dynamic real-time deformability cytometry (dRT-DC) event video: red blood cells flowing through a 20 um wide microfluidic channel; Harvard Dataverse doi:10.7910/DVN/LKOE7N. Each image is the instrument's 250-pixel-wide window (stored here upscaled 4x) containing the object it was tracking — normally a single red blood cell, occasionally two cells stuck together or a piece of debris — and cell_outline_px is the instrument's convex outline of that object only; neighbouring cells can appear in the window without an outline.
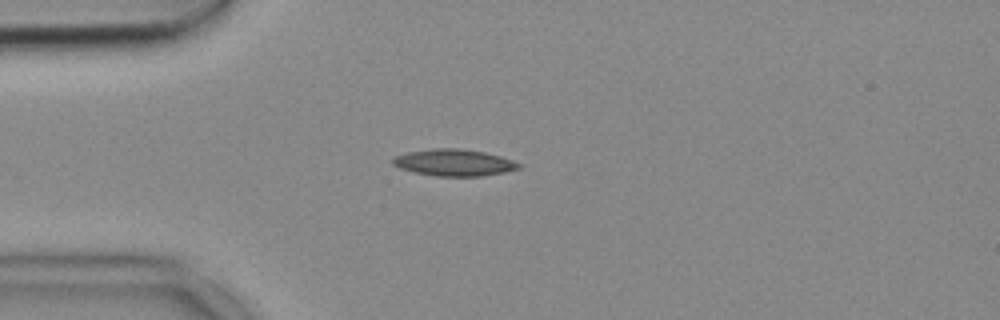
{"species": "common noctule bat (a hibernating species)", "species_latin": "Nyctalus noctula", "temperature_condition": "cold", "stored_images_in_passage": 40, "camera_frame_rate_fps": 3000, "um_per_image_px": 0.085, "animal": {"sex": "female", "body_mass_g": 18.4}, "frame": {"image": 1, "passage_image": 1, "time_ms": 0.0, "image_size_px": [1000, 320], "cell_outline_px": [[520, 168], [504, 172], [480, 176], [436, 176], [412, 172], [400, 168], [392, 164], [392, 160], [396, 156], [408, 152], [432, 148], [460, 148], [484, 152], [500, 156], [512, 160], [520, 164]], "centroid_in_image_um": [38.57, 13.82], "position_along_channel_um": 46.4, "area_um2": 19.54}}
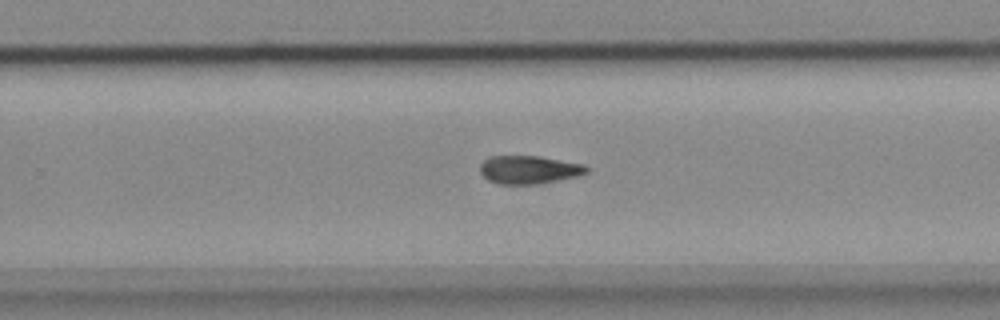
{"frame": {"image": 2, "passage_image": 21, "time_ms": 6.667, "image_size_px": [1000, 320], "cell_outline_px": [[588, 172], [576, 176], [536, 184], [496, 184], [488, 180], [480, 172], [480, 164], [488, 156], [540, 156], [584, 164], [588, 168]], "centroid_in_image_um": [44.93, 14.42], "position_along_channel_um": 284.9, "area_um2": 17.46}}
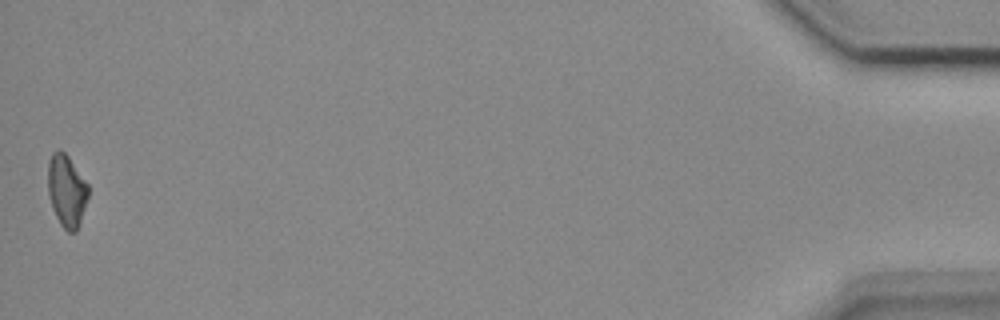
{"frame": {"image": 3, "passage_image": 40, "time_ms": 13.0, "image_size_px": [1000, 320], "cell_outline_px": [[88, 196], [80, 224], [76, 232], [68, 232], [60, 224], [52, 208], [48, 192], [48, 160], [52, 152], [60, 148], [68, 156], [88, 184]], "centroid_in_image_um": [5.66, 16.2], "position_along_channel_um": 429.5, "area_um2": 17.05}}